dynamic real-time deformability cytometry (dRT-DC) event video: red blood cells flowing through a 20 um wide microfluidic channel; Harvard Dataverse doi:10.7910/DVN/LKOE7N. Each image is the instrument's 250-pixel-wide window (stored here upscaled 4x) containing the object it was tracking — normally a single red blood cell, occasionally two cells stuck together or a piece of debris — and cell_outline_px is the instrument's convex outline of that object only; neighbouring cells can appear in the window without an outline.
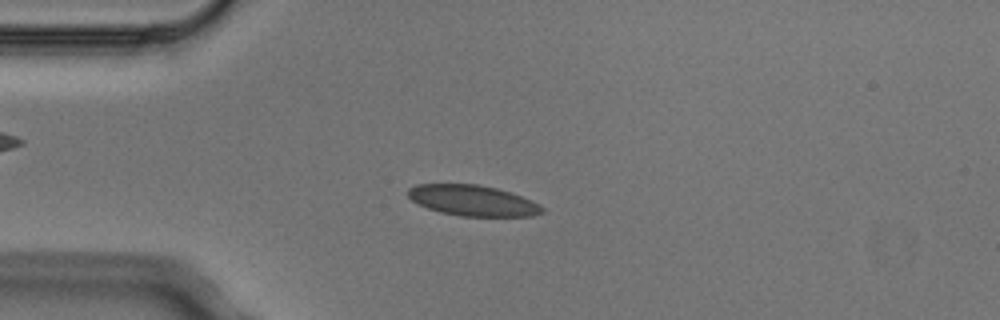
{"species": "Egyptian fruit bat (a non-hibernating species)", "species_latin": "Rousettus aegyptiacus", "temperature_condition": "cold", "stored_images_in_passage": 5, "camera_frame_rate_fps": 3000, "um_per_image_px": 0.085, "animal": {"sex": "male"}, "frame": {"image": 1, "passage_image": 3, "time_ms": 0.667, "image_size_px": [1000, 320], "cell_outline_px": [[544, 212], [532, 216], [460, 216], [440, 212], [428, 208], [412, 200], [408, 196], [408, 188], [416, 184], [480, 184], [512, 192], [532, 200], [540, 204], [544, 208]], "centroid_in_image_um": [40.22, 17.04], "position_along_channel_um": 44.8, "area_um2": 24.1}}
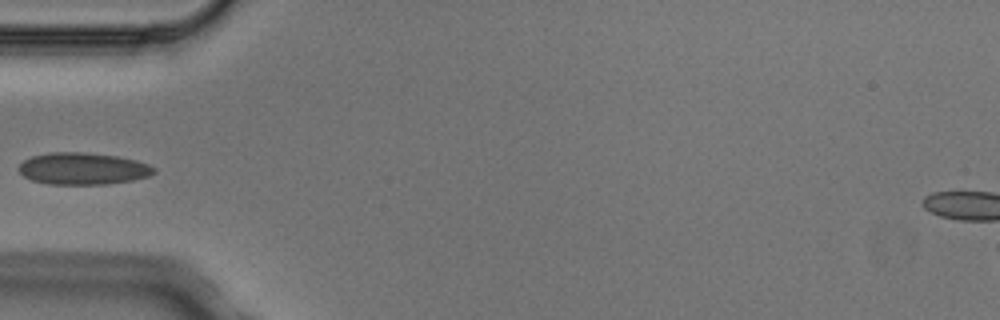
{"frame": {"image": 2, "passage_image": 4, "time_ms": 1.0, "image_size_px": [1000, 320], "cell_outline_px": [[156, 172], [148, 176], [132, 180], [104, 184], [48, 184], [32, 180], [24, 176], [20, 172], [20, 164], [24, 160], [32, 156], [48, 152], [84, 152], [116, 156], [136, 160], [148, 164], [156, 168]], "centroid_in_image_um": [7.05, 14.33], "position_along_channel_um": 77.9, "area_um2": 25.03}}
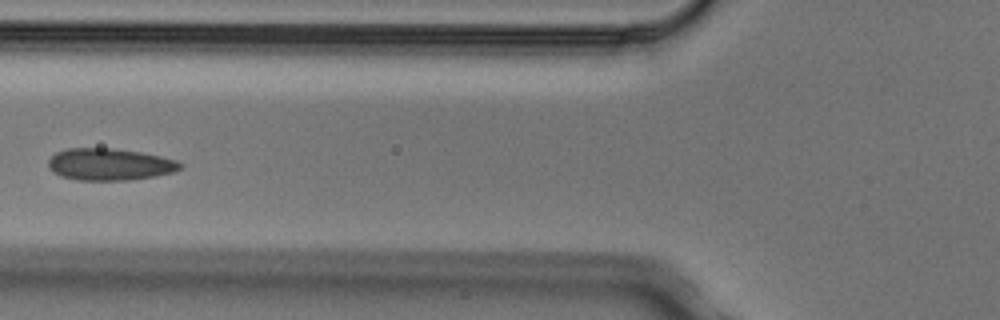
{"frame": {"image": 3, "passage_image": 5, "time_ms": 1.333, "image_size_px": [1000, 320], "cell_outline_px": [[184, 164], [180, 168], [172, 172], [156, 176], [128, 180], [76, 180], [60, 176], [52, 172], [48, 168], [48, 160], [56, 152], [68, 148], [112, 148], [140, 152], [160, 156], [176, 160]], "centroid_in_image_um": [9.29, 13.97], "position_along_channel_um": 116.5, "area_um2": 24.62}}